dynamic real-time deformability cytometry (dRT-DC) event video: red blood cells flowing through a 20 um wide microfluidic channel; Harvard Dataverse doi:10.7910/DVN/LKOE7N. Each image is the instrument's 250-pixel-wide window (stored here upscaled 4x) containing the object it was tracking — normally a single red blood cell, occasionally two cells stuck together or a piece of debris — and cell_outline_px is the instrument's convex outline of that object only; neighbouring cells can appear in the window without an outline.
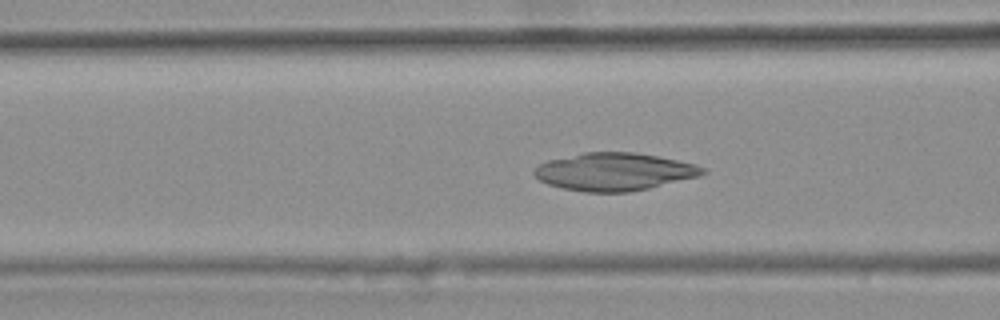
{"species": "common noctule bat (a hibernating species)", "species_latin": "Nyctalus noctula", "temperature_condition": "warm", "stored_images_in_passage": 45, "camera_frame_rate_fps": 3000, "um_per_image_px": 0.085, "animal": {"sex": "female", "body_mass_g": 25.1}, "frame": {"image": 1, "passage_image": 21, "time_ms": 6.667, "image_size_px": [1000, 320], "cell_outline_px": [[708, 172], [700, 176], [648, 188], [628, 192], [584, 192], [564, 188], [548, 184], [540, 180], [532, 172], [540, 164], [548, 160], [584, 152], [636, 152], [696, 164], [704, 168]], "centroid_in_image_um": [52.23, 14.59], "position_along_channel_um": 114.4, "area_um2": 36.82}}
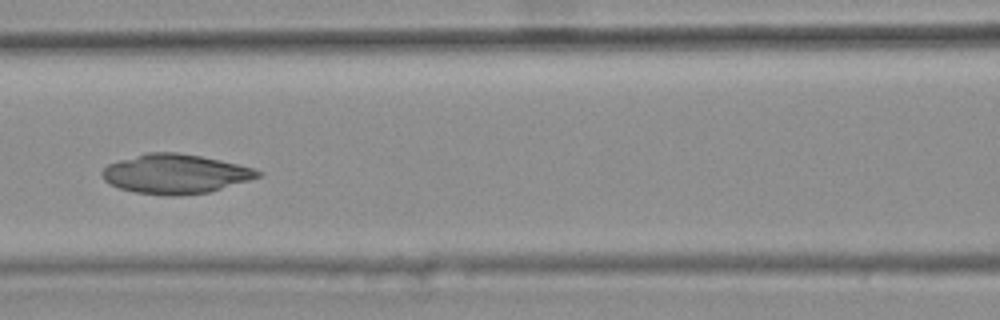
{"frame": {"image": 2, "passage_image": 24, "time_ms": 7.667, "image_size_px": [1000, 320], "cell_outline_px": [[260, 176], [248, 180], [208, 192], [168, 196], [136, 192], [120, 188], [104, 180], [100, 172], [108, 164], [120, 160], [148, 152], [176, 152], [200, 156], [220, 160], [252, 168], [260, 172]], "centroid_in_image_um": [14.86, 14.77], "position_along_channel_um": 151.7, "area_um2": 35.08}}
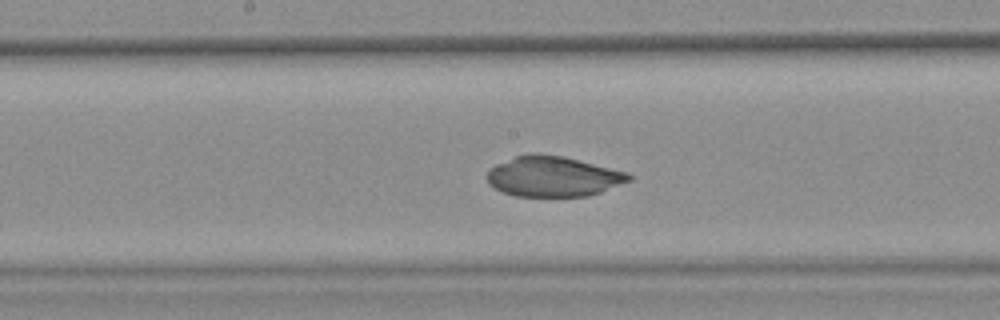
{"frame": {"image": 3, "passage_image": 28, "time_ms": 9.0, "image_size_px": [1000, 320], "cell_outline_px": [[632, 180], [600, 192], [588, 196], [516, 196], [504, 192], [488, 184], [488, 172], [496, 164], [516, 156], [532, 152], [536, 152], [564, 156], [628, 172], [632, 176]], "centroid_in_image_um": [47.04, 14.98], "position_along_channel_um": 201.2, "area_um2": 33.29}}